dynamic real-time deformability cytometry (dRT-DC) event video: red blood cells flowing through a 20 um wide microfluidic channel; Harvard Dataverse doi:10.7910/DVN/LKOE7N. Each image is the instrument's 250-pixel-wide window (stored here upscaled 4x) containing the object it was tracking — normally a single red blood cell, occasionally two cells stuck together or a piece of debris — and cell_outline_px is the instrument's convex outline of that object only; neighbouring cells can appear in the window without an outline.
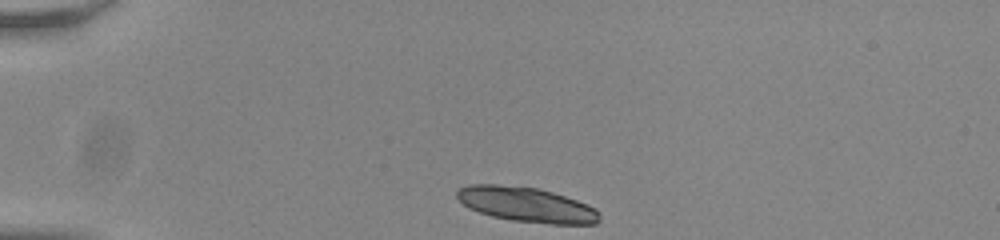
{"species": "common noctule bat (a hibernating species)", "species_latin": "Nyctalus noctula", "temperature_condition": "room temperature", "stored_images_in_passage": 15, "camera_frame_rate_fps": 3000, "um_per_image_px": 0.085, "animal": {"sex": "male", "body_mass_g": 20.0, "forearm_length_mm": 53.3}, "frame": {"image": 1, "passage_image": 1, "time_ms": 0.0, "image_size_px": [1000, 240], "cell_outline_px": [[600, 220], [596, 224], [552, 224], [512, 220], [492, 216], [468, 208], [456, 196], [456, 192], [460, 188], [468, 184], [496, 184], [536, 188], [552, 192], [588, 204], [596, 208], [600, 212]], "centroid_in_image_um": [44.78, 17.39], "position_along_channel_um": 40.2, "area_um2": 28.9}}